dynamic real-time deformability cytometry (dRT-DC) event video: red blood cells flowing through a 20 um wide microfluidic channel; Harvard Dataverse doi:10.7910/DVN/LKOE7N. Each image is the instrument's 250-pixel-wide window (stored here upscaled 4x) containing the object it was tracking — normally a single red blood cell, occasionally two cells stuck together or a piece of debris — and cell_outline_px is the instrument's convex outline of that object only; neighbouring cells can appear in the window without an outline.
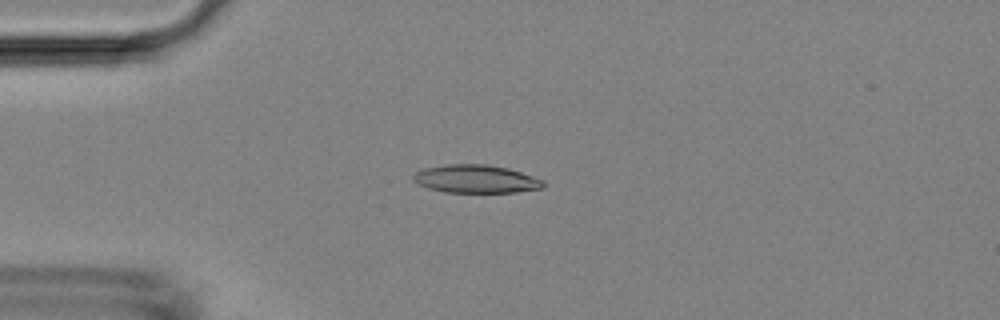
{"species": "Egyptian fruit bat (a non-hibernating species)", "species_latin": "Rousettus aegyptiacus", "temperature_condition": "room temperature", "stored_images_in_passage": 18, "camera_frame_rate_fps": 3000, "um_per_image_px": 0.085, "animal": {"sex": "female"}, "frame": {"image": 1, "passage_image": 2, "time_ms": 0.333, "image_size_px": [1000, 320], "cell_outline_px": [[544, 188], [516, 192], [444, 192], [428, 188], [416, 184], [412, 180], [412, 176], [416, 172], [424, 168], [444, 164], [484, 164], [508, 168], [544, 180]], "centroid_in_image_um": [40.42, 15.21], "position_along_channel_um": 44.6, "area_um2": 21.39}}
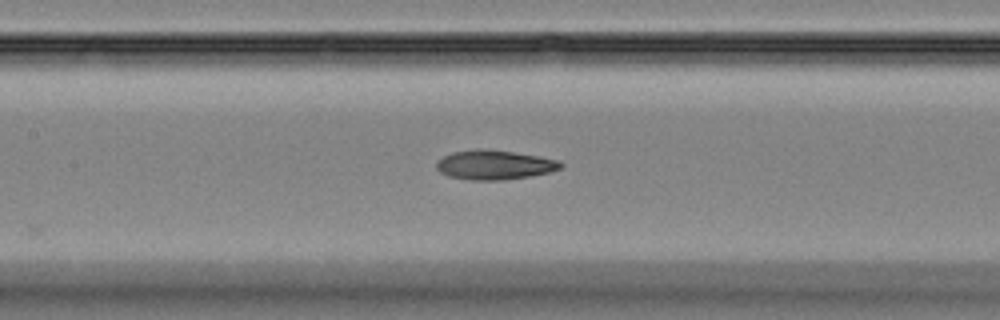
{"frame": {"image": 2, "passage_image": 13, "time_ms": 4.0, "image_size_px": [1000, 320], "cell_outline_px": [[564, 164], [560, 168], [552, 172], [528, 176], [500, 180], [468, 180], [448, 176], [440, 172], [436, 168], [436, 164], [444, 156], [452, 152], [476, 148], [480, 148], [512, 152], [540, 156], [560, 160]], "centroid_in_image_um": [42.04, 14.01], "position_along_channel_um": 165.4, "area_um2": 21.33}}
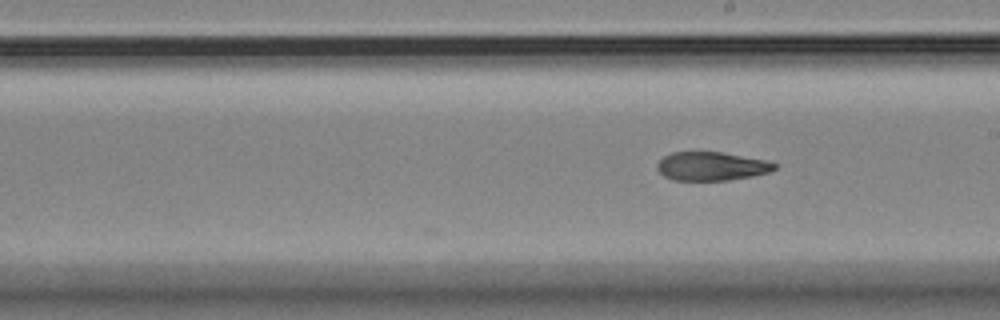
{"frame": {"image": 3, "passage_image": 18, "time_ms": 5.667, "image_size_px": [1000, 320], "cell_outline_px": [[780, 164], [776, 168], [768, 172], [752, 176], [728, 180], [672, 180], [664, 176], [656, 168], [656, 164], [664, 156], [672, 152], [720, 152], [772, 160]], "centroid_in_image_um": [60.53, 14.12], "position_along_channel_um": 228.5, "area_um2": 19.83}}